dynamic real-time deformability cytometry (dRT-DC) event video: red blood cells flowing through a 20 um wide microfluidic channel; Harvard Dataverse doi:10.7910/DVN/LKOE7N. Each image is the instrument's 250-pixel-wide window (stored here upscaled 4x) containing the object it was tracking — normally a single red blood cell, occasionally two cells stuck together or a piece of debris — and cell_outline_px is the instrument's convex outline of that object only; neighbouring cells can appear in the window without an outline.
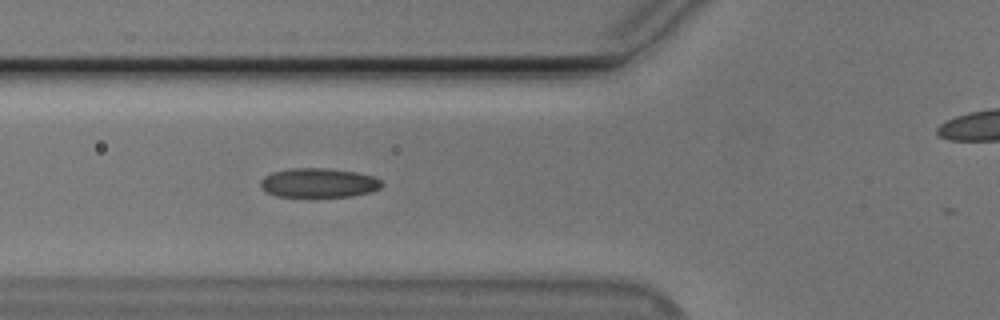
{"species": "Egyptian fruit bat (a non-hibernating species)", "species_latin": "Rousettus aegyptiacus", "temperature_condition": "cold", "stored_images_in_passage": 20, "camera_frame_rate_fps": 3000, "um_per_image_px": 0.085, "animal": {"sex": "male"}, "frame": {"image": 1, "passage_image": 19, "time_ms": 6.0, "image_size_px": [1000, 320], "cell_outline_px": [[384, 184], [380, 188], [372, 192], [352, 196], [276, 196], [260, 188], [260, 180], [264, 176], [272, 172], [288, 168], [328, 168], [356, 172], [372, 176], [380, 180]], "centroid_in_image_um": [27.08, 15.53], "position_along_channel_um": 98.7, "area_um2": 20.75}}